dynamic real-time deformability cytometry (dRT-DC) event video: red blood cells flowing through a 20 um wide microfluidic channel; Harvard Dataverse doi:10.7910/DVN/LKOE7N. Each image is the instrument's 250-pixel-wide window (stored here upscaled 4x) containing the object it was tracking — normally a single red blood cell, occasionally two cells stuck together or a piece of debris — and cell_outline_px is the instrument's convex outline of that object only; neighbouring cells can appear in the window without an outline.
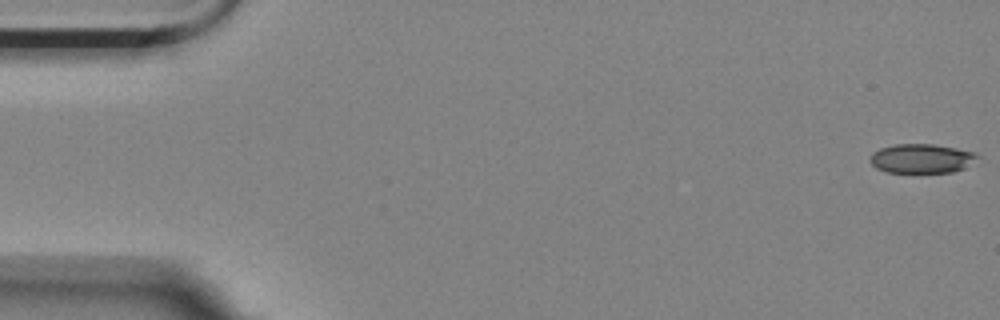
{"species": "Egyptian fruit bat (a non-hibernating species)", "species_latin": "Rousettus aegyptiacus", "temperature_condition": "room temperature", "stored_images_in_passage": 5, "camera_frame_rate_fps": 3000, "um_per_image_px": 0.085, "animal": {"sex": "female"}, "frame": {"image": 1, "passage_image": 1, "time_ms": 0.0, "image_size_px": [1000, 320], "cell_outline_px": [[980, 156], [964, 168], [952, 172], [888, 172], [876, 168], [868, 160], [868, 156], [872, 152], [880, 148], [896, 144], [932, 144], [956, 148], [976, 152]], "centroid_in_image_um": [78.3, 13.46], "position_along_channel_um": 6.7, "area_um2": 18.32}}
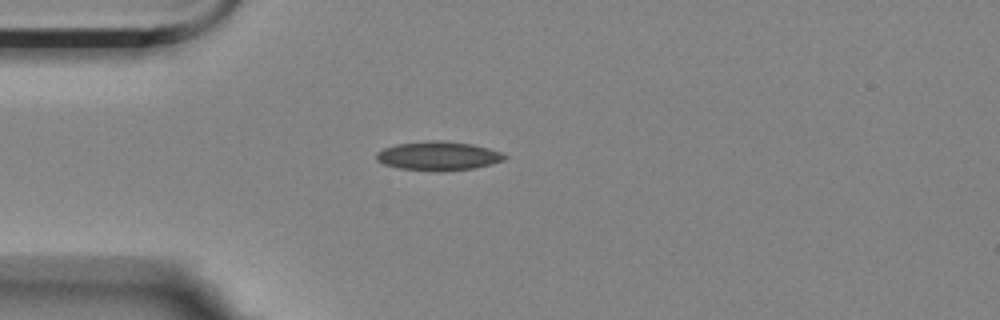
{"frame": {"image": 2, "passage_image": 5, "time_ms": 1.333, "image_size_px": [1000, 320], "cell_outline_px": [[508, 156], [504, 160], [492, 164], [472, 168], [400, 168], [384, 164], [376, 160], [376, 152], [384, 148], [396, 144], [432, 140], [444, 140], [472, 144], [488, 148], [500, 152]], "centroid_in_image_um": [37.25, 13.19], "position_along_channel_um": 47.7, "area_um2": 20.63}}